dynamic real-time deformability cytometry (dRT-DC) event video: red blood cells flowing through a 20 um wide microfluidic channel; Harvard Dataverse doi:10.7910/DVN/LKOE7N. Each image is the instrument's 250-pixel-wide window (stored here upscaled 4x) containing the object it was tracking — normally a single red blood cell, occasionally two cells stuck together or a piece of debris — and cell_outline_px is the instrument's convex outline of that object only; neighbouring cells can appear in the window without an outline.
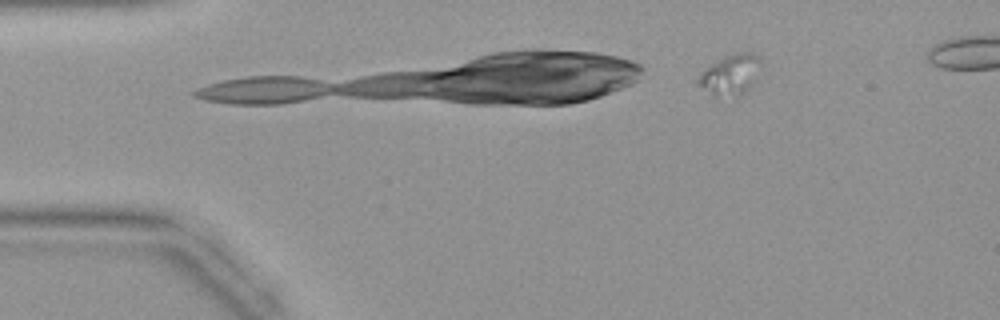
{"species": "common noctule bat (a hibernating species)", "species_latin": "Nyctalus noctula", "temperature_condition": "warm", "stored_images_in_passage": 3, "camera_frame_rate_fps": 3000, "um_per_image_px": 0.085, "animal": {"sex": "female", "body_mass_g": 19.9}, "frame": {"image": 1, "passage_image": 1, "time_ms": 0.0, "image_size_px": [1000, 320], "cell_outline_px": [[756, 60], [748, 92], [740, 96], [716, 100], [696, 84], [692, 80], [700, 72], [716, 60], [724, 56], [736, 52], [752, 52], [756, 56]], "centroid_in_image_um": [61.86, 6.44], "position_along_channel_um": 23.1, "area_um2": 14.85}}